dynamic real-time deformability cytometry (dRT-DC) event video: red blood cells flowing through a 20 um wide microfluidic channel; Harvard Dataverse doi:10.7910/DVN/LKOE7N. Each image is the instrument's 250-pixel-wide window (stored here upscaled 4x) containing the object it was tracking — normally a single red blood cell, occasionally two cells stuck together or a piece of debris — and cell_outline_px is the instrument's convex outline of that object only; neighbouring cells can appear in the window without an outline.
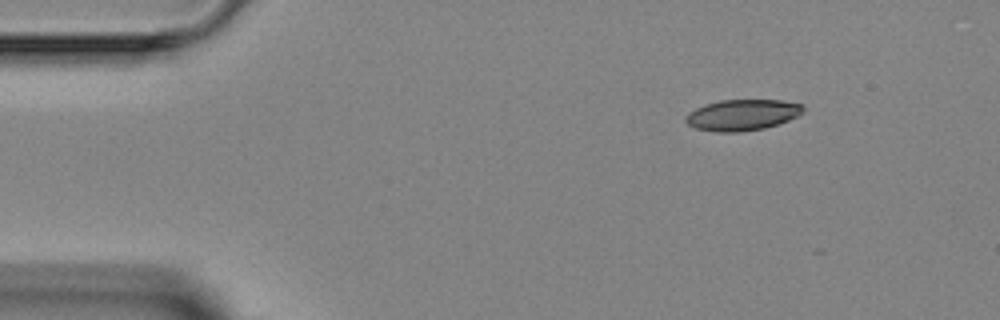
{"species": "Egyptian fruit bat (a non-hibernating species)", "species_latin": "Rousettus aegyptiacus", "temperature_condition": "room temperature", "stored_images_in_passage": 5, "segment_of_instrument_passage": [2, 2], "camera_frame_rate_fps": 3000, "um_per_image_px": 0.085, "animal": {"sex": "female"}, "frame": {"image": 1, "passage_image": 5, "time_ms": 5.333, "image_size_px": [1000, 320], "cell_outline_px": [[804, 112], [788, 120], [764, 128], [740, 132], [716, 132], [696, 128], [688, 124], [684, 120], [684, 116], [688, 112], [704, 104], [720, 100], [780, 100], [804, 104]], "centroid_in_image_um": [63.07, 9.76], "position_along_channel_um": 21.9, "area_um2": 21.33}}